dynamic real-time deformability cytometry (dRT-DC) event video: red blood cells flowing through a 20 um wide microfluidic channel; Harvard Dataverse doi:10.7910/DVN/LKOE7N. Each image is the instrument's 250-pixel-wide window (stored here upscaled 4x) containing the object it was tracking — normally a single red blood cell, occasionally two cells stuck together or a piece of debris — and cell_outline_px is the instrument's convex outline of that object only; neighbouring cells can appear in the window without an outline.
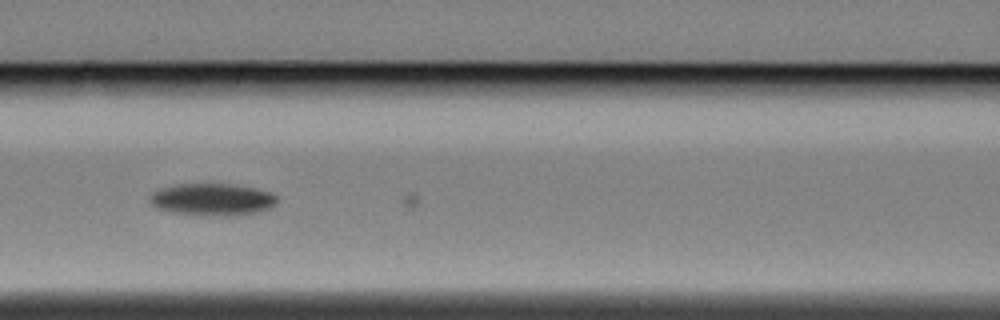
{"species": "Egyptian fruit bat (a non-hibernating species)", "species_latin": "Rousettus aegyptiacus", "temperature_condition": "cold", "stored_images_in_passage": 9, "camera_frame_rate_fps": 3000, "um_per_image_px": 0.085, "animal": {"sex": "female"}, "frame": {"image": 1, "passage_image": 8, "time_ms": 2.333, "image_size_px": [1000, 320], "cell_outline_px": [[280, 200], [276, 204], [260, 212], [240, 216], [200, 216], [172, 212], [156, 208], [148, 200], [148, 196], [152, 192], [160, 188], [176, 184], [232, 184], [256, 188], [268, 192], [276, 196]], "centroid_in_image_um": [18.04, 16.97], "position_along_channel_um": 148.6, "area_um2": 24.39}}